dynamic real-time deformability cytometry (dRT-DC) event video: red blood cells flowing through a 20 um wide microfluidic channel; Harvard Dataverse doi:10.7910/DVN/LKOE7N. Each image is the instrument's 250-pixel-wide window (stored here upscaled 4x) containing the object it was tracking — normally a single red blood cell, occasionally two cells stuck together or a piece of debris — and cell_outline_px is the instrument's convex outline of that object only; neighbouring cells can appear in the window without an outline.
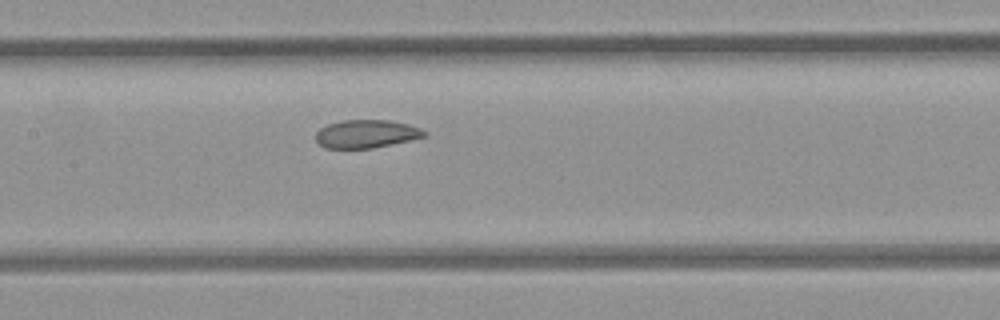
{"species": "common noctule bat (a hibernating species)", "species_latin": "Nyctalus noctula", "temperature_condition": "room temperature", "stored_images_in_passage": 5, "camera_frame_rate_fps": 3000, "um_per_image_px": 0.085, "animal": {"sex": "female", "body_mass_g": 21.9}, "frame": {"image": 1, "passage_image": 5, "time_ms": 1.333, "image_size_px": [1000, 320], "cell_outline_px": [[428, 136], [372, 148], [324, 148], [316, 140], [316, 132], [320, 128], [328, 124], [344, 120], [388, 120], [408, 124], [420, 128], [428, 132]], "centroid_in_image_um": [31.15, 11.38], "position_along_channel_um": 176.2, "area_um2": 17.74}}